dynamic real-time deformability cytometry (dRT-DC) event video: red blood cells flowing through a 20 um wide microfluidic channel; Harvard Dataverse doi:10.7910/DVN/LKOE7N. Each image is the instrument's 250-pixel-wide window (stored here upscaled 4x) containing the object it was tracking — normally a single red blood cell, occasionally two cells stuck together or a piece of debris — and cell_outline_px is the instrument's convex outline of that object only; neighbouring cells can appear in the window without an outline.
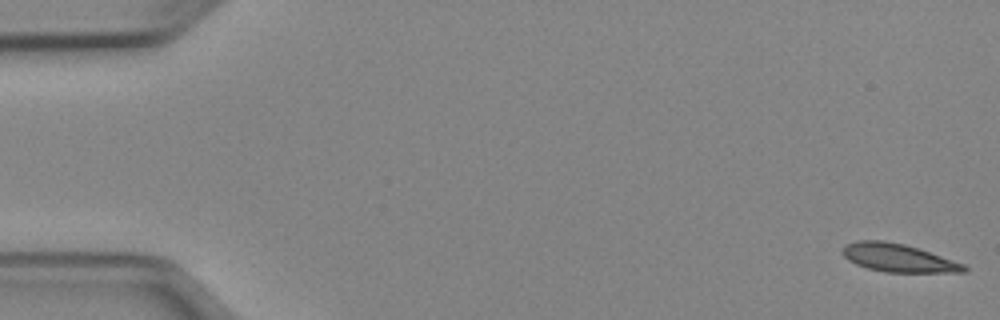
{"species": "Egyptian fruit bat (a non-hibernating species)", "species_latin": "Rousettus aegyptiacus", "temperature_condition": "cold", "stored_images_in_passage": 16, "camera_frame_rate_fps": 3000, "um_per_image_px": 0.085, "animal": {"sex": "female"}, "frame": {"image": 1, "passage_image": 1, "time_ms": 0.0, "image_size_px": [1000, 320], "cell_outline_px": [[968, 268], [964, 272], [884, 272], [868, 268], [856, 264], [848, 260], [840, 252], [848, 244], [856, 240], [884, 240], [904, 244], [964, 264]], "centroid_in_image_um": [76.3, 21.92], "position_along_channel_um": 8.7, "area_um2": 19.59}}
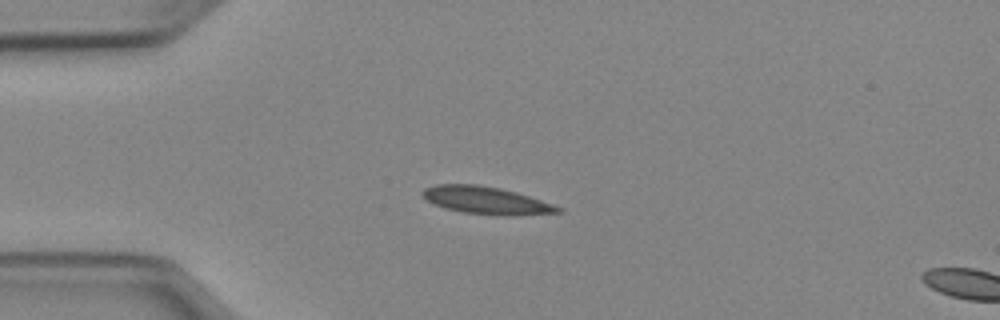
{"frame": {"image": 2, "passage_image": 13, "time_ms": 4.0, "image_size_px": [1000, 320], "cell_outline_px": [[564, 212], [464, 212], [444, 208], [432, 204], [420, 192], [424, 188], [436, 184], [480, 184], [500, 188], [516, 192], [564, 208]], "centroid_in_image_um": [41.17, 16.95], "position_along_channel_um": 43.8, "area_um2": 20.23}}